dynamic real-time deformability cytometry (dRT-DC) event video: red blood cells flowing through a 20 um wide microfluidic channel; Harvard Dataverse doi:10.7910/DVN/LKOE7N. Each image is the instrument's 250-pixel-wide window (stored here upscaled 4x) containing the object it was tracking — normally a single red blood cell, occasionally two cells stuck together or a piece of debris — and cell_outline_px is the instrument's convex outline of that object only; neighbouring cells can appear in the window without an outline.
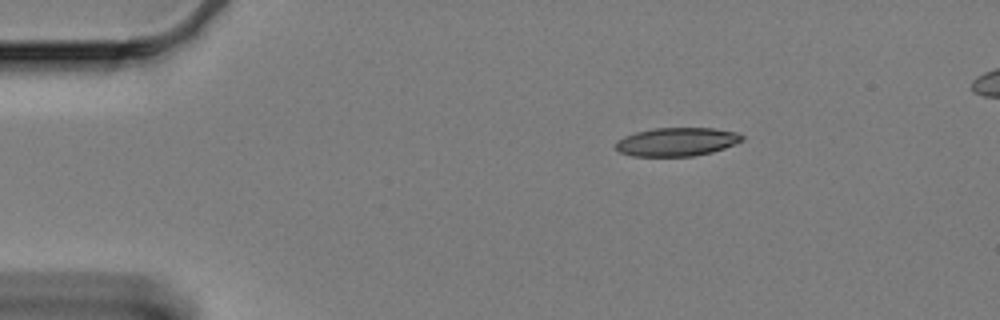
{"species": "Egyptian fruit bat (a non-hibernating species)", "species_latin": "Rousettus aegyptiacus", "temperature_condition": "cold", "stored_images_in_passage": 52, "camera_frame_rate_fps": 3000, "um_per_image_px": 0.085, "animal": {"sex": "female"}, "frame": {"image": 1, "passage_image": 1, "time_ms": 0.0, "image_size_px": [1000, 320], "cell_outline_px": [[744, 140], [724, 148], [712, 152], [692, 156], [632, 156], [620, 152], [616, 148], [616, 140], [624, 136], [636, 132], [652, 128], [712, 128], [736, 132], [744, 136]], "centroid_in_image_um": [57.52, 12.05], "position_along_channel_um": 27.5, "area_um2": 20.98}}
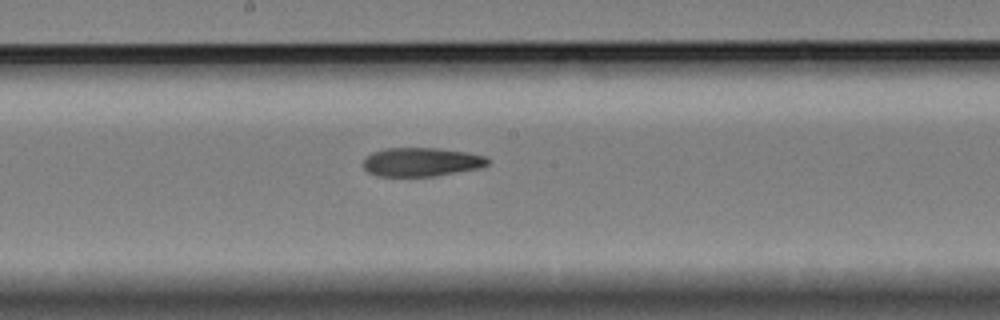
{"frame": {"image": 2, "passage_image": 23, "time_ms": 7.333, "image_size_px": [1000, 320], "cell_outline_px": [[492, 160], [488, 164], [480, 168], [436, 176], [376, 176], [368, 172], [364, 168], [364, 156], [372, 152], [384, 148], [436, 148], [464, 152], [484, 156]], "centroid_in_image_um": [35.8, 13.77], "position_along_channel_um": 212.4, "area_um2": 20.98}}
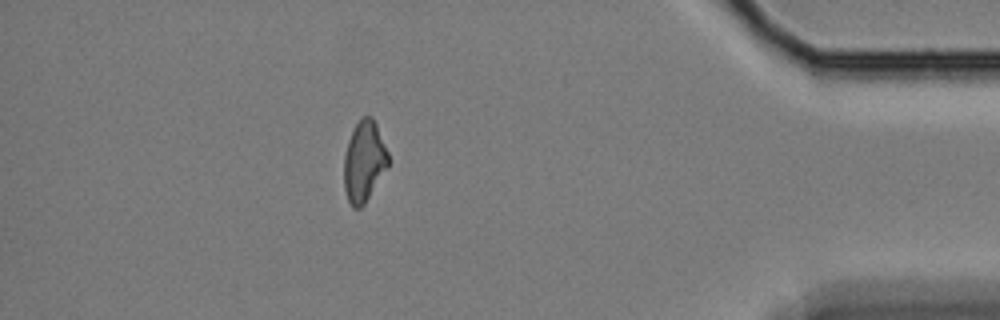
{"frame": {"image": 3, "passage_image": 44, "time_ms": 14.333, "image_size_px": [1000, 320], "cell_outline_px": [[388, 168], [364, 204], [360, 208], [352, 208], [348, 200], [344, 188], [344, 156], [348, 140], [352, 128], [364, 116], [372, 116], [376, 124], [388, 152]], "centroid_in_image_um": [30.94, 13.73], "position_along_channel_um": 404.3, "area_um2": 20.87}, "authors_computed_cell_mechanics": {"area_um2": 21.675, "velocity_mm_per_s": 3.3315, "shape_relaxation_time_tau1_ms": null, "shape_relaxation_time_tau2_ms": 9.2917, "deformation_change_tau1": null, "deformation_change_tau2": 0.2004}}